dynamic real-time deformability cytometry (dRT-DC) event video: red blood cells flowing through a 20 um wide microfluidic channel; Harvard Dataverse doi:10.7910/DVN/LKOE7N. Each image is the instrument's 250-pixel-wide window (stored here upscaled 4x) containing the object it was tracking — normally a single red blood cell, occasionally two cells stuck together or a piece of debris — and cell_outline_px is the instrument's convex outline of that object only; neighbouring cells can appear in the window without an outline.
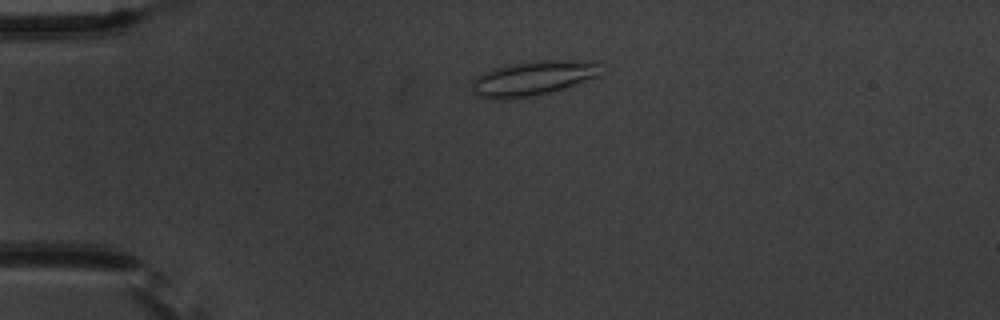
{"species": "common noctule bat (a hibernating species)", "species_latin": "Nyctalus noctula", "temperature_condition": "warm", "stored_images_in_passage": 3, "camera_frame_rate_fps": 3000, "um_per_image_px": 0.085, "animal": {"sex": "male", "body_mass_g": 20.1, "forearm_length_mm": 53.5}, "frame": {"image": 1, "passage_image": 2, "time_ms": 1.333, "image_size_px": [1000, 320], "cell_outline_px": [[600, 76], [564, 88], [548, 92], [528, 96], [504, 100], [496, 100], [476, 96], [472, 92], [472, 80], [480, 72], [492, 68], [508, 64], [536, 60], [592, 60], [596, 64]], "centroid_in_image_um": [45.21, 6.64], "position_along_channel_um": 39.8, "area_um2": 26.24}}